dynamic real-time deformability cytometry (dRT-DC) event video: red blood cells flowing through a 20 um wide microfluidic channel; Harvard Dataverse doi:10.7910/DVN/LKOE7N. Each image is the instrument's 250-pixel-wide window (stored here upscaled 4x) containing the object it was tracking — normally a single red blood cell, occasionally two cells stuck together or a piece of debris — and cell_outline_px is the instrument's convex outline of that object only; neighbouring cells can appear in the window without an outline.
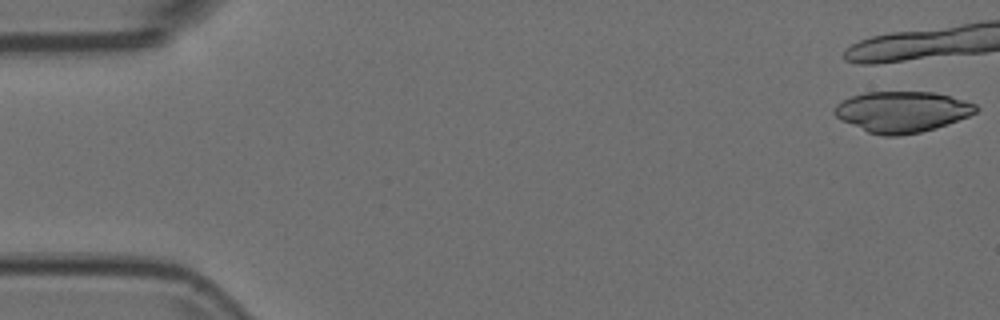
{"species": "Egyptian fruit bat (a non-hibernating species)", "species_latin": "Rousettus aegyptiacus", "temperature_condition": "room temperature", "stored_images_in_passage": 5, "camera_frame_rate_fps": 3000, "um_per_image_px": 0.085, "animal": {"sex": "female"}, "frame": {"image": 1, "passage_image": 1, "time_ms": 0.0, "image_size_px": [1000, 320], "cell_outline_px": [[980, 108], [976, 112], [968, 116], [936, 128], [920, 132], [900, 136], [884, 136], [868, 132], [840, 120], [832, 112], [836, 104], [852, 96], [864, 92], [936, 92], [964, 100], [976, 104]], "centroid_in_image_um": [76.67, 9.5], "position_along_channel_um": 8.3, "area_um2": 33.76}}